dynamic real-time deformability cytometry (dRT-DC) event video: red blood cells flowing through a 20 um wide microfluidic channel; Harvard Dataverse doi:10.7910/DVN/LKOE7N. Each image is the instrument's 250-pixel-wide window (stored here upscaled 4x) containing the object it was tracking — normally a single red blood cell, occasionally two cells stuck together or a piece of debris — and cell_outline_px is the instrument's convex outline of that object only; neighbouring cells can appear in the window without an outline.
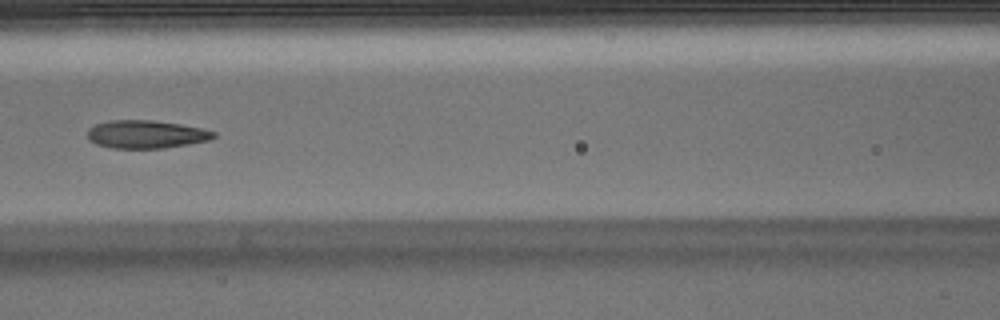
{"species": "Egyptian fruit bat (a non-hibernating species)", "species_latin": "Rousettus aegyptiacus", "temperature_condition": "warm", "stored_images_in_passage": 7, "segment_of_instrument_passage": [1, 2], "camera_frame_rate_fps": 3000, "um_per_image_px": 0.085, "animal": {"sex": "male"}, "frame": {"image": 1, "passage_image": 6, "time_ms": 1.667, "image_size_px": [1000, 320], "cell_outline_px": [[216, 136], [208, 140], [188, 144], [164, 148], [112, 148], [96, 144], [88, 140], [88, 128], [96, 124], [108, 120], [152, 120], [180, 124], [200, 128], [216, 132]], "centroid_in_image_um": [12.38, 11.41], "position_along_channel_um": 154.2, "area_um2": 20.58}}